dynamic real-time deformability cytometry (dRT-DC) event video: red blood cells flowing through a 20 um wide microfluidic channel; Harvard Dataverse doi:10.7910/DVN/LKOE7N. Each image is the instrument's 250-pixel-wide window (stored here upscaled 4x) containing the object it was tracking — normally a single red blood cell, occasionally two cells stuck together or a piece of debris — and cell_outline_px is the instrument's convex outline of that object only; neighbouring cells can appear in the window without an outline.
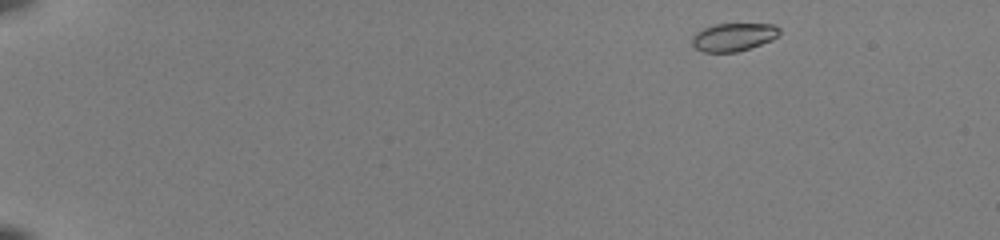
{"species": "common noctule bat (a hibernating species)", "species_latin": "Nyctalus noctula", "temperature_condition": "room temperature", "stored_images_in_passage": 47, "camera_frame_rate_fps": 3000, "um_per_image_px": 0.085, "animal": {"sex": "female", "body_mass_g": 22.0, "forearm_length_mm": 56.7}, "frame": {"image": 1, "passage_image": 1, "time_ms": 0.0, "image_size_px": [1000, 240], "cell_outline_px": [[780, 36], [772, 40], [736, 52], [704, 52], [696, 48], [692, 44], [692, 36], [696, 32], [704, 28], [716, 24], [772, 24], [780, 28]], "centroid_in_image_um": [62.36, 3.14], "position_along_channel_um": 22.6, "area_um2": 14.22}}
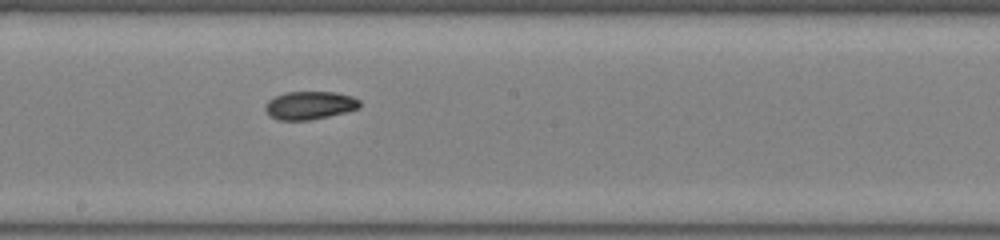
{"frame": {"image": 2, "passage_image": 26, "time_ms": 8.333, "image_size_px": [1000, 240], "cell_outline_px": [[360, 108], [328, 116], [308, 120], [280, 120], [272, 116], [264, 108], [268, 100], [284, 92], [336, 92], [352, 96], [360, 100]], "centroid_in_image_um": [26.35, 8.94], "position_along_channel_um": 221.9, "area_um2": 15.32}}
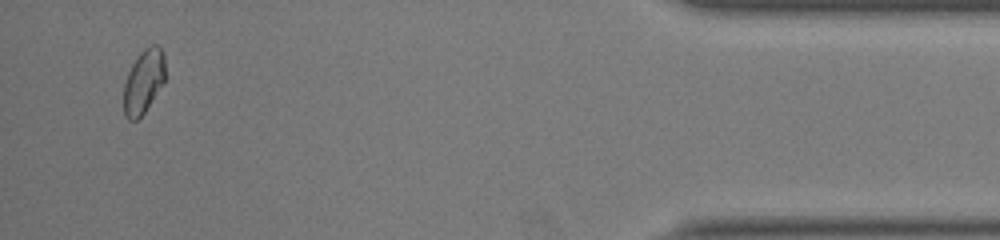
{"frame": {"image": 3, "passage_image": 45, "time_ms": 14.667, "image_size_px": [1000, 240], "cell_outline_px": [[164, 84], [144, 112], [136, 120], [128, 120], [124, 116], [124, 84], [128, 72], [136, 56], [144, 48], [152, 44], [156, 44], [160, 48], [164, 56]], "centroid_in_image_um": [12.2, 6.92], "position_along_channel_um": 423.0, "area_um2": 15.49}, "authors_computed_cell_mechanics": {"area_um2": 15.4904, "velocity_mm_per_s": 4.0218, "shape_relaxation_time_tau1_ms": null, "shape_relaxation_time_tau2_ms": 1.8805, "deformation_change_tau1": null, "deformation_change_tau2": 0.0479}}